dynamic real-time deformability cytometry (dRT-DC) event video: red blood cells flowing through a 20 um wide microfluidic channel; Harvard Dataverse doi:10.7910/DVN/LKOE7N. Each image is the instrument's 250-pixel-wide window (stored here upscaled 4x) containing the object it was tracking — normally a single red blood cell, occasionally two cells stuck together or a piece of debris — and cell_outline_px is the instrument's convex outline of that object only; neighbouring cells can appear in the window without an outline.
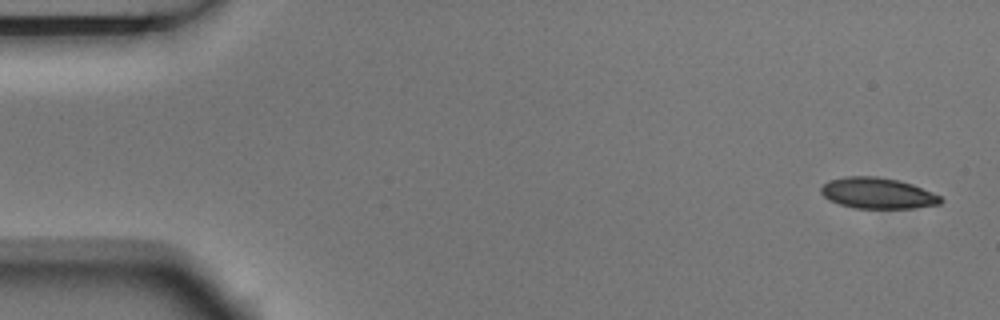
{"species": "Egyptian fruit bat (a non-hibernating species)", "species_latin": "Rousettus aegyptiacus", "temperature_condition": "room temperature", "stored_images_in_passage": 8, "camera_frame_rate_fps": 3000, "um_per_image_px": 0.085, "animal": {"sex": "male"}, "frame": {"image": 1, "passage_image": 1, "time_ms": 0.0, "image_size_px": [1000, 320], "cell_outline_px": [[944, 200], [940, 204], [912, 208], [856, 208], [840, 204], [828, 200], [820, 192], [820, 188], [828, 180], [848, 176], [876, 176], [900, 180], [912, 184], [940, 196]], "centroid_in_image_um": [74.58, 16.41], "position_along_channel_um": 10.4, "area_um2": 21.56}}
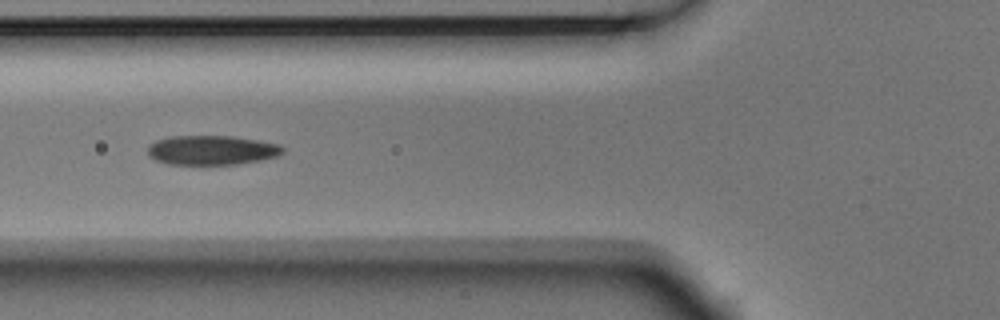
{"frame": {"image": 2, "passage_image": 6, "time_ms": 1.667, "image_size_px": [1000, 320], "cell_outline_px": [[284, 152], [276, 156], [260, 160], [236, 164], [168, 164], [156, 160], [148, 156], [148, 148], [156, 140], [172, 136], [232, 136], [260, 140], [280, 144], [284, 148]], "centroid_in_image_um": [18.02, 12.76], "position_along_channel_um": 107.8, "area_um2": 23.12}}
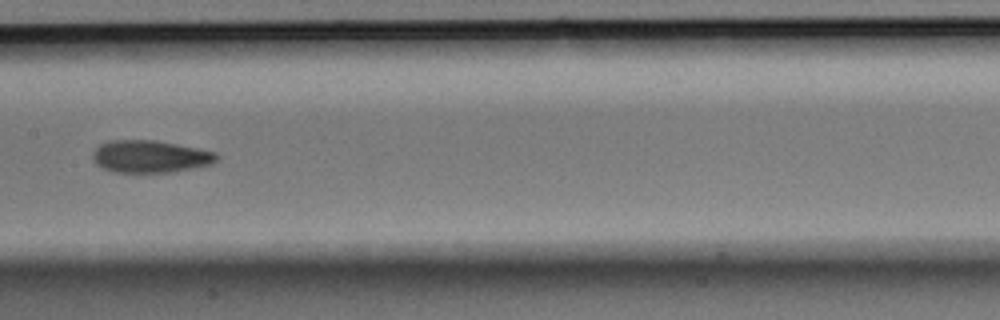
{"frame": {"image": 3, "passage_image": 8, "time_ms": 2.333, "image_size_px": [1000, 320], "cell_outline_px": [[220, 156], [212, 164], [172, 172], [112, 172], [96, 164], [92, 160], [92, 152], [100, 144], [108, 140], [156, 140], [216, 152]], "centroid_in_image_um": [12.74, 13.3], "position_along_channel_um": 194.7, "area_um2": 23.41}}